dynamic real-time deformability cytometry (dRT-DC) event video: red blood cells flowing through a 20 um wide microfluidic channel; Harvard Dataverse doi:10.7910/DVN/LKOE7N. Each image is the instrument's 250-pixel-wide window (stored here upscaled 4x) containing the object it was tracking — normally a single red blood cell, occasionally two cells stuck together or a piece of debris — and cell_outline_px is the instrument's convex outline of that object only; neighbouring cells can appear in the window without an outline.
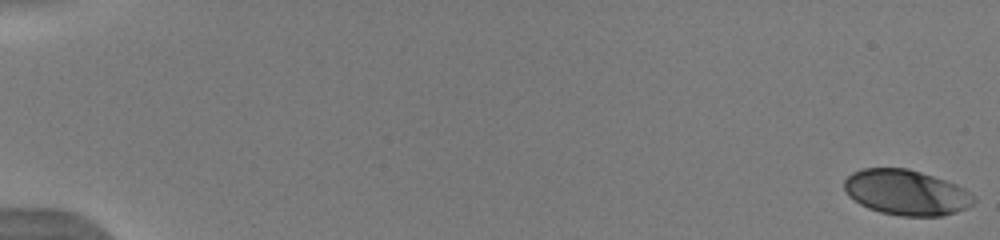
{"species": "human", "species_latin": "Homo sapiens", "temperature_condition": "warm", "stored_images_in_passage": 53, "camera_frame_rate_fps": 3000, "um_per_image_px": 0.085, "donor": {"sex": "male"}, "frame": {"image": 1, "passage_image": 1, "time_ms": 0.0, "image_size_px": [1000, 240], "cell_outline_px": [[976, 200], [968, 208], [956, 212], [940, 216], [900, 216], [880, 212], [868, 208], [860, 204], [848, 196], [844, 188], [844, 180], [852, 172], [864, 168], [908, 168], [956, 184], [964, 188], [976, 196]], "centroid_in_image_um": [77.03, 16.36], "position_along_channel_um": 8.0, "area_um2": 34.33}}
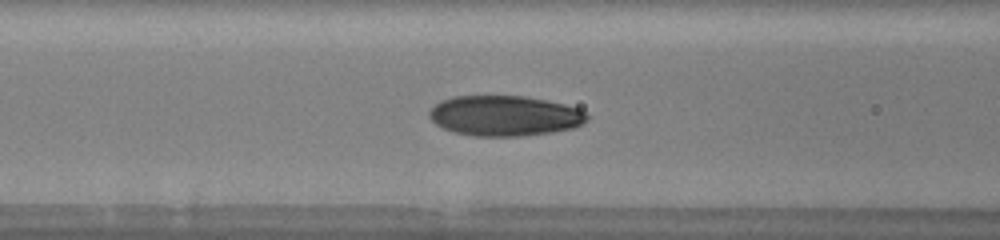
{"frame": {"image": 2, "passage_image": 24, "time_ms": 7.667, "image_size_px": [1000, 240], "cell_outline_px": [[588, 120], [572, 128], [552, 132], [524, 136], [472, 136], [452, 132], [436, 124], [428, 116], [428, 112], [440, 100], [452, 96], [524, 96], [548, 100], [580, 108], [588, 116]], "centroid_in_image_um": [42.88, 9.84], "position_along_channel_um": 123.7, "area_um2": 37.28}}
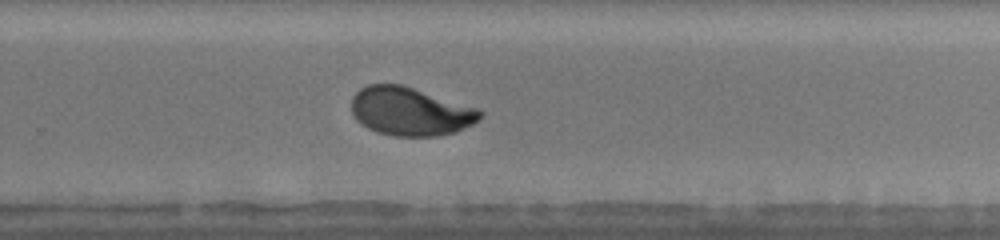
{"frame": {"image": 3, "passage_image": 37, "time_ms": 12.0, "image_size_px": [1000, 240], "cell_outline_px": [[484, 112], [480, 120], [456, 132], [436, 136], [392, 136], [376, 132], [360, 124], [352, 116], [352, 96], [360, 88], [368, 84], [400, 84], [480, 108]], "centroid_in_image_um": [34.88, 9.47], "position_along_channel_um": 294.9, "area_um2": 36.65}, "authors_computed_cell_mechanics": {"area_um2": 36.2406, "velocity_mm_per_s": 3.9546, "shape_relaxation_time_tau1_ms": 4.4854, "shape_relaxation_time_tau2_ms": 0.7603, "deformation_change_tau1": 0.1839, "deformation_change_tau2": 0.0554}}